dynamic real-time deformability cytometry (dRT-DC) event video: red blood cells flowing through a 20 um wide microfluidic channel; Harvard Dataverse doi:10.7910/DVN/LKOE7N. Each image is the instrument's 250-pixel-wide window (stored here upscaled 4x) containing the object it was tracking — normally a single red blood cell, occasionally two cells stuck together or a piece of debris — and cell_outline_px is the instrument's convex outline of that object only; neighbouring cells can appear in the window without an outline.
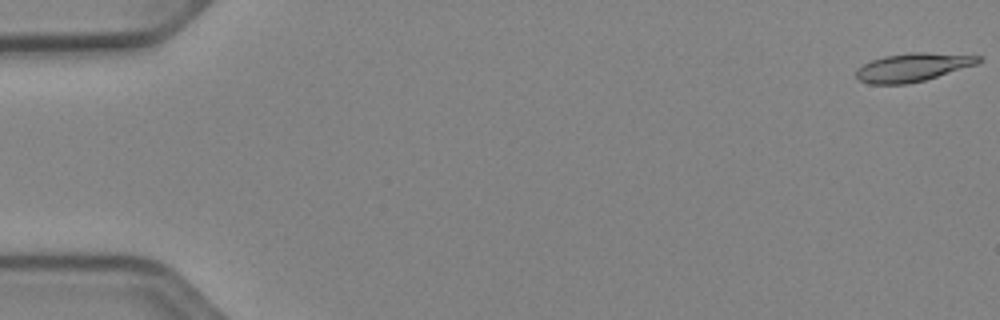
{"species": "Egyptian fruit bat (a non-hibernating species)", "species_latin": "Rousettus aegyptiacus", "temperature_condition": "cold", "stored_images_in_passage": 53, "camera_frame_rate_fps": 3000, "um_per_image_px": 0.085, "animal": {"sex": "female"}, "frame": {"image": 1, "passage_image": 1, "time_ms": 0.0, "image_size_px": [1000, 320], "cell_outline_px": [[984, 60], [976, 64], [924, 80], [908, 84], [868, 84], [860, 80], [856, 76], [856, 68], [872, 60], [884, 56], [908, 52], [924, 52], [984, 56]], "centroid_in_image_um": [77.58, 5.71], "position_along_channel_um": 7.4, "area_um2": 20.17}}
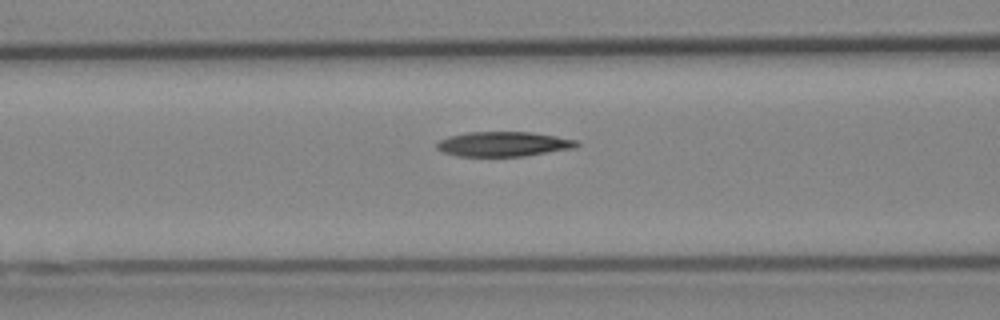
{"frame": {"image": 2, "passage_image": 22, "time_ms": 7.0, "image_size_px": [1000, 320], "cell_outline_px": [[580, 144], [576, 148], [524, 156], [456, 156], [444, 152], [436, 148], [436, 144], [440, 140], [448, 136], [468, 132], [532, 132], [580, 140]], "centroid_in_image_um": [42.84, 12.24], "position_along_channel_um": 123.8, "area_um2": 20.35}}
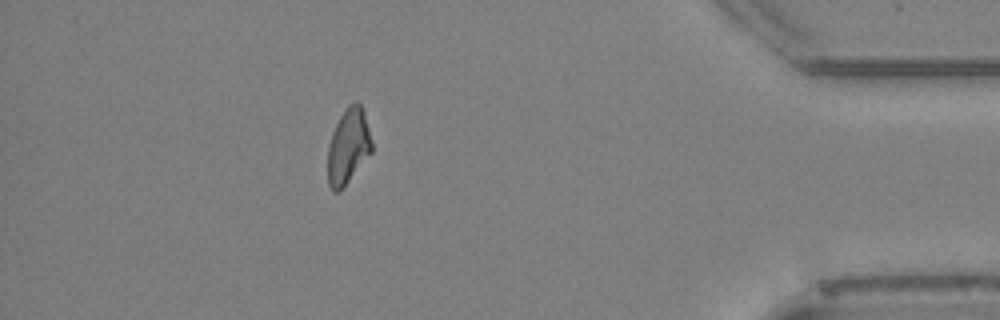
{"frame": {"image": 3, "passage_image": 47, "time_ms": 15.333, "image_size_px": [1000, 320], "cell_outline_px": [[372, 152], [344, 188], [340, 192], [332, 192], [328, 184], [328, 144], [332, 132], [340, 116], [348, 104], [356, 100], [360, 104], [364, 112], [372, 140]], "centroid_in_image_um": [29.6, 12.46], "position_along_channel_um": 405.6, "area_um2": 19.65}, "authors_computed_cell_mechanics": {"area_um2": 20.3456, "velocity_mm_per_s": 3.921, "shape_relaxation_time_tau1_ms": 8.2986, "shape_relaxation_time_tau2_ms": 8.6498, "deformation_change_tau1": 0.1893, "deformation_change_tau2": 0.1712}}